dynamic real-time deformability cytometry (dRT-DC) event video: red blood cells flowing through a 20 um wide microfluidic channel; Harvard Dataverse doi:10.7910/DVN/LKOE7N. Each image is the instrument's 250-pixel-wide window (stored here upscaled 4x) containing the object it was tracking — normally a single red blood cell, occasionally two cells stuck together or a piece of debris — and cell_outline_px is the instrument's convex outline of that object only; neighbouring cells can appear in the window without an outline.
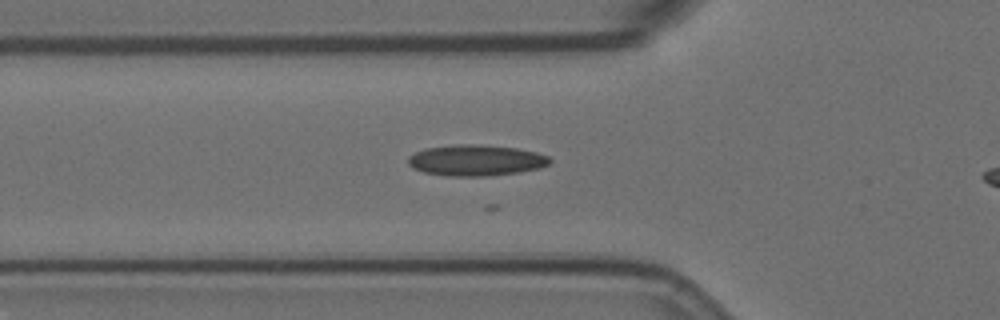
{"species": "Egyptian fruit bat (a non-hibernating species)", "species_latin": "Rousettus aegyptiacus", "temperature_condition": "room temperature", "stored_images_in_passage": 15, "camera_frame_rate_fps": 3000, "um_per_image_px": 0.085, "animal": {"sex": "female"}, "frame": {"image": 1, "passage_image": 4, "time_ms": 1.0, "image_size_px": [1000, 320], "cell_outline_px": [[552, 160], [548, 164], [540, 168], [520, 172], [488, 176], [448, 176], [424, 172], [412, 168], [408, 164], [408, 156], [424, 148], [460, 144], [472, 144], [516, 148], [536, 152], [548, 156]], "centroid_in_image_um": [40.44, 13.63], "position_along_channel_um": 85.4, "area_um2": 25.61}}
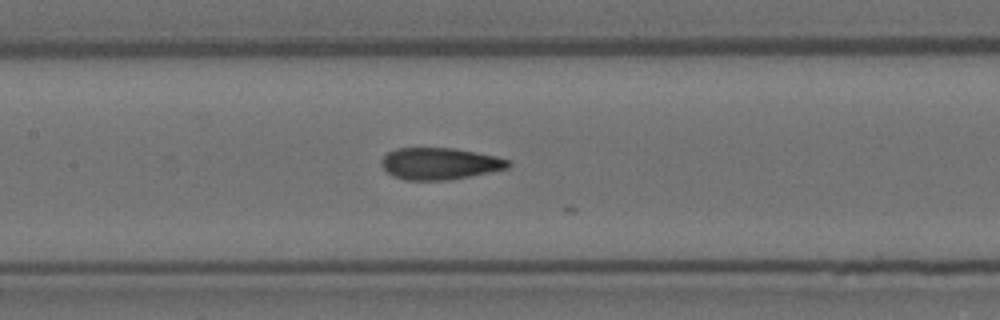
{"frame": {"image": 2, "passage_image": 11, "time_ms": 3.333, "image_size_px": [1000, 320], "cell_outline_px": [[512, 164], [508, 168], [448, 180], [404, 180], [392, 176], [380, 164], [380, 160], [388, 152], [396, 148], [452, 148], [476, 152], [496, 156], [512, 160]], "centroid_in_image_um": [37.37, 13.9], "position_along_channel_um": 170.0, "area_um2": 23.52}}
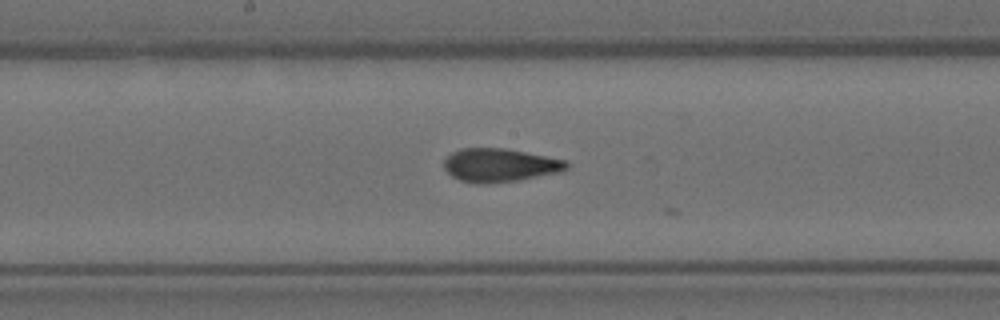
{"frame": {"image": 3, "passage_image": 14, "time_ms": 4.333, "image_size_px": [1000, 320], "cell_outline_px": [[568, 168], [560, 172], [520, 180], [480, 184], [476, 184], [460, 180], [452, 176], [444, 168], [444, 160], [452, 152], [460, 148], [504, 148], [564, 160], [568, 164]], "centroid_in_image_um": [42.45, 14.04], "position_along_channel_um": 205.8, "area_um2": 23.7}}